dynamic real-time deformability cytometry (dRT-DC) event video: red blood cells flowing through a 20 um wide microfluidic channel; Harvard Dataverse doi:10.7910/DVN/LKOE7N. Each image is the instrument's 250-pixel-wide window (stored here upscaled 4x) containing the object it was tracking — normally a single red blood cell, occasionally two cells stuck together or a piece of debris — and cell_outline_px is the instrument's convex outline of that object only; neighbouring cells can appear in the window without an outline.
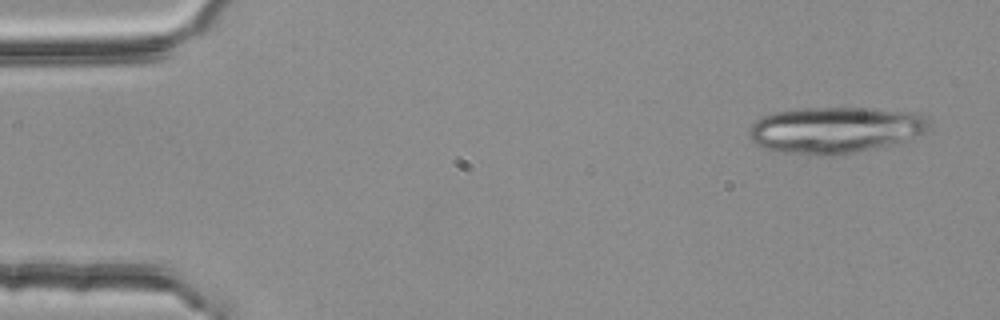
{"species": "common noctule bat (a hibernating species)", "species_latin": "Nyctalus noctula", "temperature_condition": "room temperature", "stored_images_in_passage": 4, "camera_frame_rate_fps": 3000, "um_per_image_px": 0.085, "animal": {"sex": "female", "body_mass_g": 25.1}, "frame": {"image": 1, "passage_image": 1, "time_ms": 0.0, "image_size_px": [1000, 320], "cell_outline_px": [[928, 128], [924, 132], [904, 140], [892, 144], [856, 152], [832, 156], [828, 156], [784, 152], [764, 148], [756, 144], [752, 140], [748, 132], [752, 124], [756, 120], [764, 116], [776, 112], [800, 108], [868, 108], [916, 112], [928, 116]], "centroid_in_image_um": [70.99, 11.04], "position_along_channel_um": 14.0, "area_um2": 48.44}}